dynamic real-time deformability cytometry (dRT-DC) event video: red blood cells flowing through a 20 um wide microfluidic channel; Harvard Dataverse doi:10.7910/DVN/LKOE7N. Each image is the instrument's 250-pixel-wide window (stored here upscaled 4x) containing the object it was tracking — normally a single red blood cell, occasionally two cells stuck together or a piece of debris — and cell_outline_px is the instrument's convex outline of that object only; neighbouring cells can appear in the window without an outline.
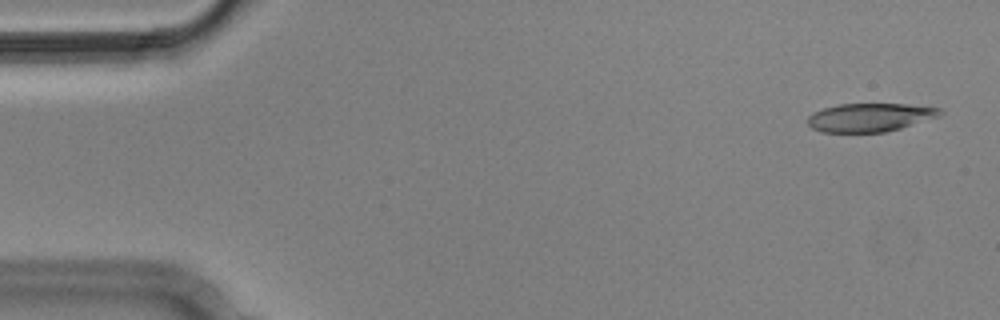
{"species": "Egyptian fruit bat (a non-hibernating species)", "species_latin": "Rousettus aegyptiacus", "temperature_condition": "cold", "stored_images_in_passage": 4, "camera_frame_rate_fps": 3000, "um_per_image_px": 0.085, "animal": {"sex": "male"}, "frame": {"image": 1, "passage_image": 1, "time_ms": 0.0, "image_size_px": [1000, 320], "cell_outline_px": [[944, 112], [940, 116], [900, 128], [884, 132], [820, 132], [812, 128], [808, 124], [808, 116], [812, 112], [824, 108], [840, 104], [904, 104], [940, 108]], "centroid_in_image_um": [73.93, 9.98], "position_along_channel_um": 11.1, "area_um2": 21.85}}
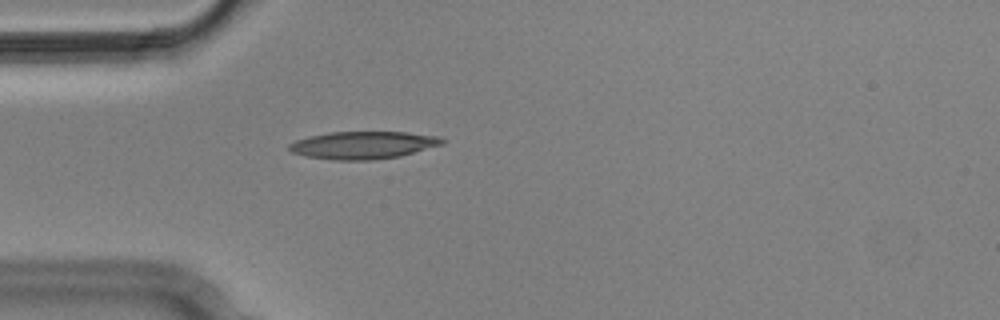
{"frame": {"image": 2, "passage_image": 4, "time_ms": 1.0, "image_size_px": [1000, 320], "cell_outline_px": [[444, 144], [400, 156], [372, 160], [332, 160], [304, 156], [292, 152], [288, 148], [288, 144], [296, 140], [308, 136], [328, 132], [404, 132], [436, 136], [444, 140]], "centroid_in_image_um": [30.82, 12.34], "position_along_channel_um": 54.2, "area_um2": 24.57}}